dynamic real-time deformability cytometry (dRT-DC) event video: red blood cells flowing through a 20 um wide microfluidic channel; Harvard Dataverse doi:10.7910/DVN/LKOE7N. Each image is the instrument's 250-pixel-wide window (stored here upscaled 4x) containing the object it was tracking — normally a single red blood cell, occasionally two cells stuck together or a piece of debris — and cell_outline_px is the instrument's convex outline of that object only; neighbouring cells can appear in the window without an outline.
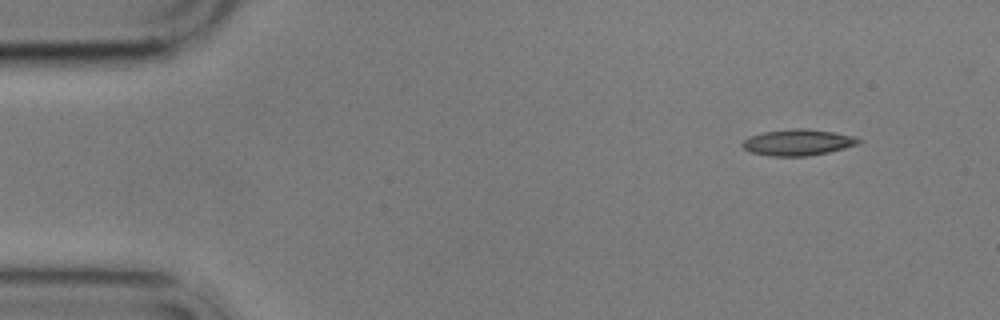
{"species": "common noctule bat (a hibernating species)", "species_latin": "Nyctalus noctula", "temperature_condition": "cold", "stored_images_in_passage": 5, "camera_frame_rate_fps": 3000, "um_per_image_px": 0.085, "animal": {"sex": "male", "body_mass_g": 17.9}, "frame": {"image": 1, "passage_image": 2, "time_ms": 1.0, "image_size_px": [1000, 320], "cell_outline_px": [[864, 140], [860, 144], [828, 152], [808, 156], [768, 156], [752, 152], [744, 148], [740, 144], [748, 136], [764, 132], [792, 128], [804, 128], [832, 132], [856, 136]], "centroid_in_image_um": [67.84, 12.1], "position_along_channel_um": 17.2, "area_um2": 17.86}}
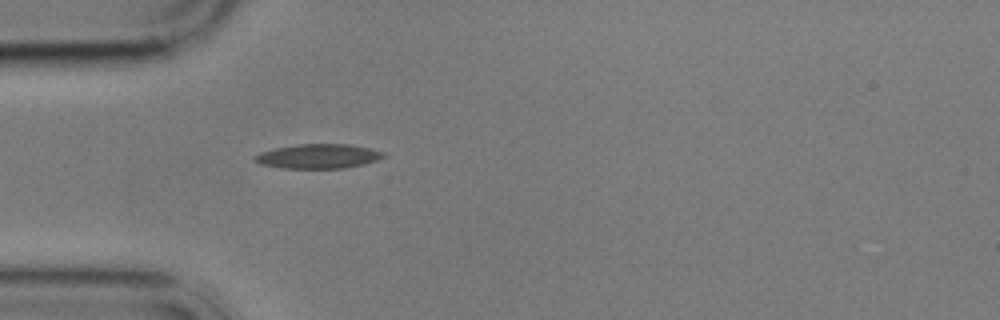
{"frame": {"image": 2, "passage_image": 5, "time_ms": 4.667, "image_size_px": [1000, 320], "cell_outline_px": [[388, 156], [364, 164], [344, 168], [284, 168], [260, 164], [252, 160], [252, 156], [260, 152], [276, 148], [296, 144], [348, 144], [368, 148], [384, 152]], "centroid_in_image_um": [27.03, 13.28], "position_along_channel_um": 58.0, "area_um2": 18.38}}